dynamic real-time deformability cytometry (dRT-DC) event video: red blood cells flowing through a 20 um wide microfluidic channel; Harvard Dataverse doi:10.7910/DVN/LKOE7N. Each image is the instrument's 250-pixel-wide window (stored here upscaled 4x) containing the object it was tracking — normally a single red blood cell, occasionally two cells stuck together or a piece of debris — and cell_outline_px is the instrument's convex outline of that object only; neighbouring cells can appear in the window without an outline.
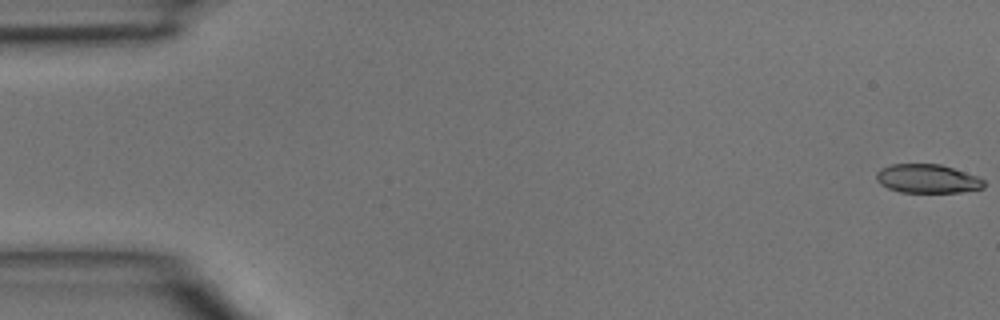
{"species": "common noctule bat (a hibernating species)", "species_latin": "Nyctalus noctula", "temperature_condition": "room temperature", "stored_images_in_passage": 46, "camera_frame_rate_fps": 3000, "um_per_image_px": 0.085, "animal": {"sex": "male", "body_mass_g": 15.6}, "frame": {"image": 1, "passage_image": 1, "time_ms": 0.0, "image_size_px": [1000, 320], "cell_outline_px": [[984, 188], [960, 192], [900, 192], [888, 188], [880, 184], [876, 180], [876, 172], [880, 168], [892, 164], [940, 164], [976, 176], [984, 180]], "centroid_in_image_um": [78.79, 15.19], "position_along_channel_um": 6.2, "area_um2": 17.98}}
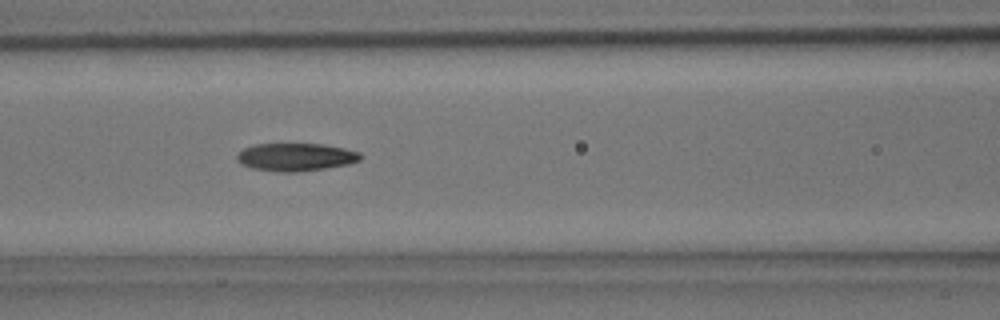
{"frame": {"image": 2, "passage_image": 20, "time_ms": 6.333, "image_size_px": [1000, 320], "cell_outline_px": [[360, 160], [348, 164], [324, 168], [296, 172], [280, 172], [252, 168], [240, 164], [236, 160], [236, 156], [244, 148], [256, 144], [324, 144], [344, 148], [360, 152]], "centroid_in_image_um": [25.11, 13.35], "position_along_channel_um": 141.5, "area_um2": 19.94}}
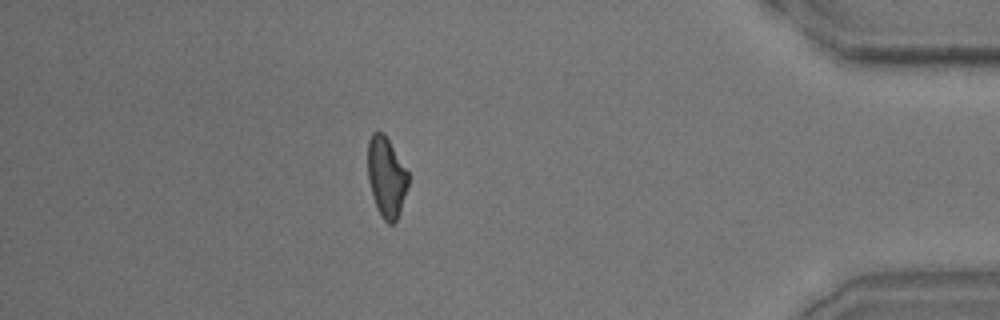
{"frame": {"image": 3, "passage_image": 41, "time_ms": 13.333, "image_size_px": [1000, 320], "cell_outline_px": [[408, 184], [400, 212], [396, 220], [392, 224], [388, 224], [384, 220], [376, 208], [368, 180], [368, 140], [372, 132], [384, 132], [408, 172]], "centroid_in_image_um": [32.83, 15.04], "position_along_channel_um": 402.4, "area_um2": 18.84}}